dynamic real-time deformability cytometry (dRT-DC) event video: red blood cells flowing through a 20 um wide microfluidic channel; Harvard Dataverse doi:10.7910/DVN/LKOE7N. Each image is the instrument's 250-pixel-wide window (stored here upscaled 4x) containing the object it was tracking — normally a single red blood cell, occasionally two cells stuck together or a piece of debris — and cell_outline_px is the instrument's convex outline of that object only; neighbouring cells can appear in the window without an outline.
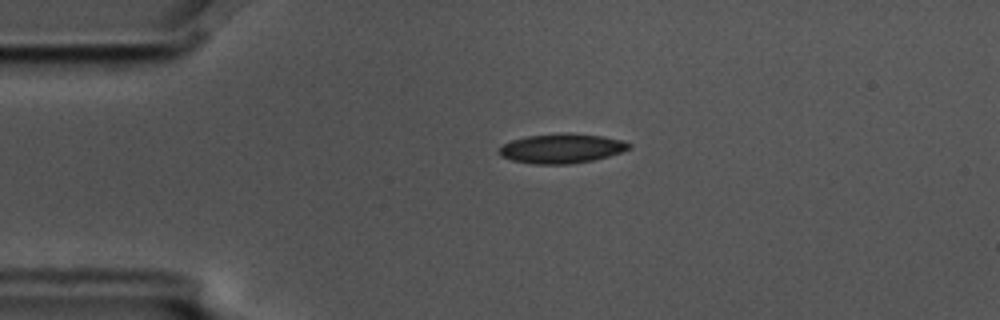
{"species": "common noctule bat (a hibernating species)", "species_latin": "Nyctalus noctula", "temperature_condition": "cold", "stored_images_in_passage": 3, "camera_frame_rate_fps": 3000, "um_per_image_px": 0.085, "animal": {"sex": "male", "body_mass_g": 17.5, "forearm_length_mm": 52.3}, "frame": {"image": 1, "passage_image": 2, "time_ms": 0.333, "image_size_px": [1000, 320], "cell_outline_px": [[632, 148], [608, 156], [592, 160], [568, 164], [532, 164], [512, 160], [500, 156], [496, 152], [504, 144], [512, 140], [528, 136], [564, 132], [568, 132], [604, 136], [624, 140], [632, 144]], "centroid_in_image_um": [47.75, 12.61], "position_along_channel_um": 37.2, "area_um2": 22.54}}